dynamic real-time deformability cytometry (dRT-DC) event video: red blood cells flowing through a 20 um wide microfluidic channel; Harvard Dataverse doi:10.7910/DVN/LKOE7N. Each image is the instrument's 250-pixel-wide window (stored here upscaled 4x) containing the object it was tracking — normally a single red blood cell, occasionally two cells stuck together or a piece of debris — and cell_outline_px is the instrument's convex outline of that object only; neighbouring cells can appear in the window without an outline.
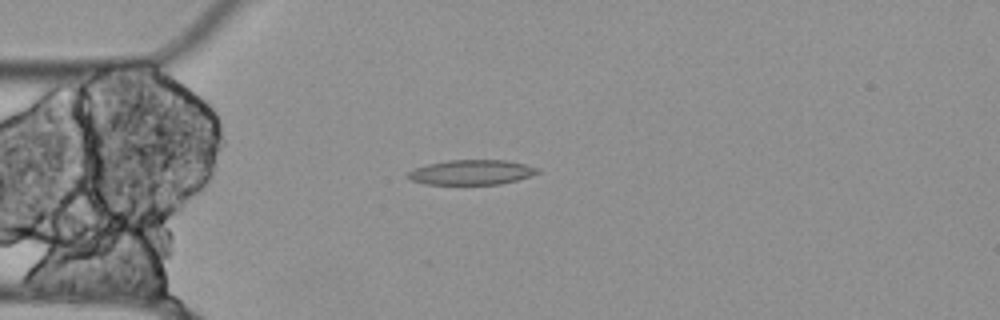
{"species": "Egyptian fruit bat (a non-hibernating species)", "species_latin": "Rousettus aegyptiacus", "temperature_condition": "cold", "stored_images_in_passage": 32, "segment_of_instrument_passage": [1, 2], "camera_frame_rate_fps": 3000, "um_per_image_px": 0.085, "animal": {"sex": "female"}, "frame": {"image": 1, "passage_image": 3, "time_ms": 0.667, "image_size_px": [1000, 320], "cell_outline_px": [[540, 172], [516, 180], [500, 184], [424, 184], [412, 180], [408, 176], [408, 172], [412, 168], [424, 164], [448, 160], [504, 160], [524, 164], [540, 168]], "centroid_in_image_um": [40.04, 14.63], "position_along_channel_um": 45.0, "area_um2": 18.79}}
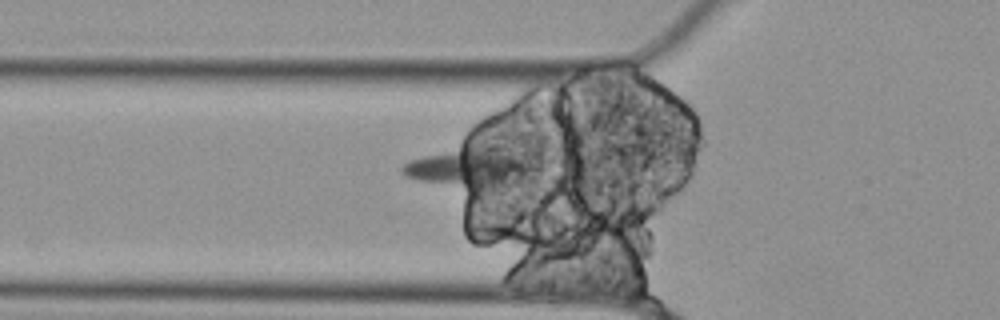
{"frame": {"image": 2, "passage_image": 7, "time_ms": 2.0, "image_size_px": [1000, 320], "cell_outline_px": [[528, 172], [504, 184], [468, 188], [464, 188], [420, 180], [408, 176], [400, 168], [408, 160], [464, 140], [488, 132], [520, 160], [528, 168]], "centroid_in_image_um": [39.76, 13.95], "position_along_channel_um": 86.0, "area_um2": 31.56}}